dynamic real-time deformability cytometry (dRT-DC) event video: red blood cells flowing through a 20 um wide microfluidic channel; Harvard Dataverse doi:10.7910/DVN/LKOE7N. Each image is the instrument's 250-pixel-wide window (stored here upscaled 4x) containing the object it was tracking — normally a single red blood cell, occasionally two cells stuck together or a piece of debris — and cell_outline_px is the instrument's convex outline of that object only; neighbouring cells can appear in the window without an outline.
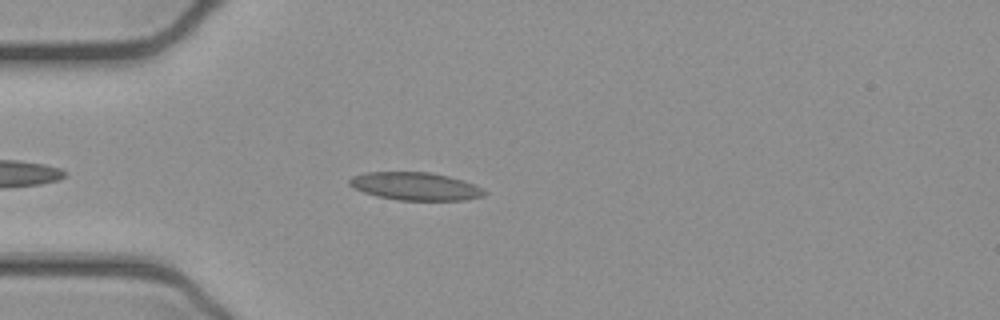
{"species": "common noctule bat (a hibernating species)", "species_latin": "Nyctalus noctula", "temperature_condition": "cold", "stored_images_in_passage": 40, "camera_frame_rate_fps": 3000, "um_per_image_px": 0.085, "animal": {"sex": "female", "body_mass_g": 21.9}, "frame": {"image": 1, "passage_image": 5, "time_ms": 1.333, "image_size_px": [1000, 320], "cell_outline_px": [[488, 192], [484, 196], [464, 200], [400, 200], [376, 196], [364, 192], [348, 184], [348, 180], [352, 176], [368, 172], [428, 172], [448, 176], [464, 180]], "centroid_in_image_um": [35.31, 15.83], "position_along_channel_um": 49.7, "area_um2": 21.79}}
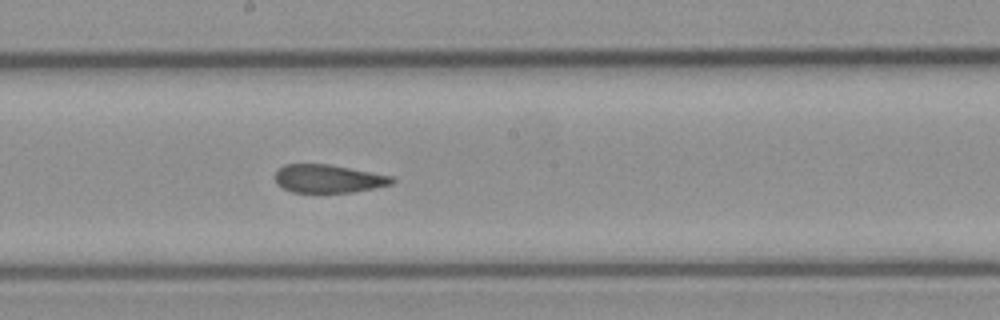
{"frame": {"image": 2, "passage_image": 19, "time_ms": 6.0, "image_size_px": [1000, 320], "cell_outline_px": [[396, 180], [392, 184], [352, 192], [292, 192], [284, 188], [276, 180], [276, 172], [284, 164], [328, 164], [392, 176]], "centroid_in_image_um": [27.93, 15.18], "position_along_channel_um": 220.3, "area_um2": 18.84}}
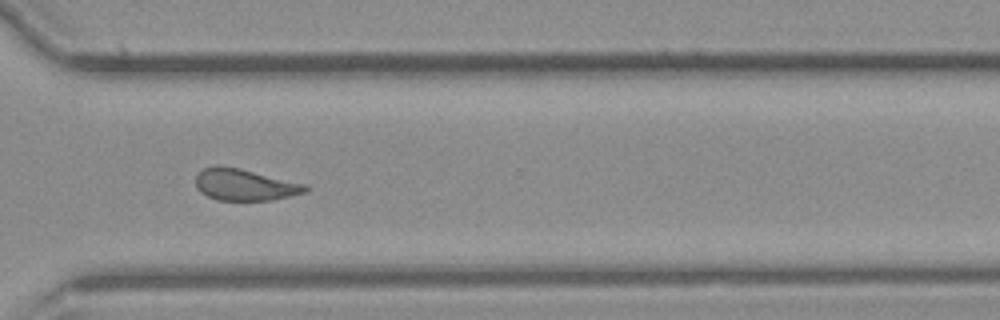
{"frame": {"image": 3, "passage_image": 29, "time_ms": 9.333, "image_size_px": [1000, 320], "cell_outline_px": [[308, 192], [272, 200], [216, 200], [200, 192], [196, 188], [196, 176], [204, 168], [216, 164], [240, 168], [308, 184]], "centroid_in_image_um": [20.82, 15.69], "position_along_channel_um": 349.8, "area_um2": 20.46}, "authors_computed_cell_mechanics": {"area_um2": 20.6346, "velocity_mm_per_s": 3.8975, "shape_relaxation_time_tau1_ms": null, "shape_relaxation_time_tau2_ms": 1.933, "deformation_change_tau1": null, "deformation_change_tau2": 0.0839}}